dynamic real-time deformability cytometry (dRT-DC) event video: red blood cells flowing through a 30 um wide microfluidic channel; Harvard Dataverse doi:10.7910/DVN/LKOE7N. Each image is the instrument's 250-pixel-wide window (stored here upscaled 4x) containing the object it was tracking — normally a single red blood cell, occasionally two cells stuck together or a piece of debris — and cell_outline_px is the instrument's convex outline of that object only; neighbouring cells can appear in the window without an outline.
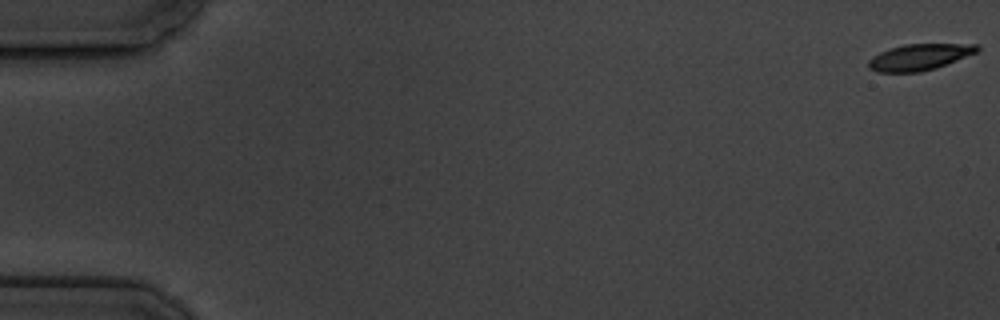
{"species": "common noctule bat (a hibernating species)", "species_latin": "Nyctalus noctula", "temperature_condition": "cold", "stored_images_in_passage": 6, "camera_frame_rate_fps": 3000, "um_per_image_px": 0.085, "animal": {"sex": "male", "body_mass_g": 19.5, "forearm_length_mm": 54.6}, "frame": {"image": 1, "passage_image": 1, "time_ms": 0.0, "image_size_px": [1000, 320], "cell_outline_px": [[980, 48], [976, 52], [936, 68], [920, 72], [876, 72], [868, 68], [868, 60], [872, 56], [888, 48], [904, 44], [980, 44]], "centroid_in_image_um": [78.1, 4.85], "position_along_channel_um": 6.9, "area_um2": 16.65}}
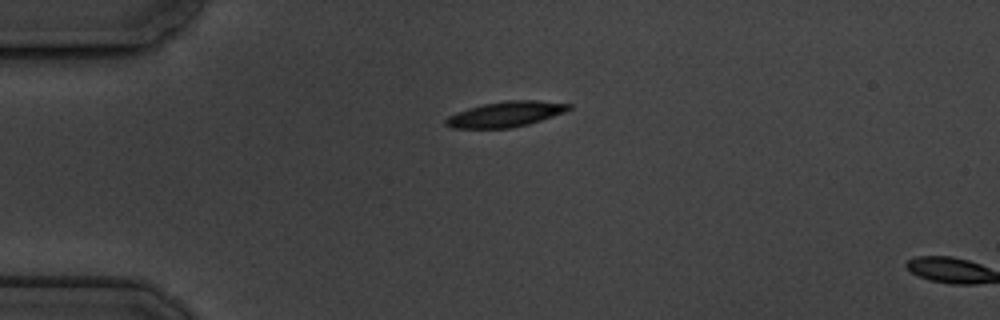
{"frame": {"image": 2, "passage_image": 5, "time_ms": 4.667, "image_size_px": [1000, 320], "cell_outline_px": [[572, 108], [564, 112], [528, 124], [512, 128], [452, 128], [444, 124], [444, 120], [448, 116], [456, 112], [468, 108], [484, 104], [508, 100], [536, 100], [572, 104]], "centroid_in_image_um": [42.96, 9.7], "position_along_channel_um": 42.0, "area_um2": 18.15}}